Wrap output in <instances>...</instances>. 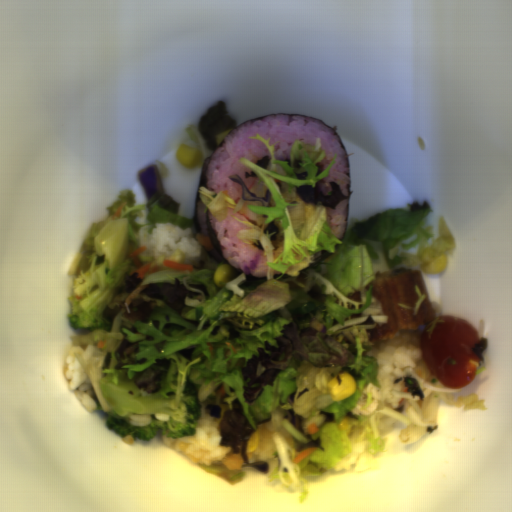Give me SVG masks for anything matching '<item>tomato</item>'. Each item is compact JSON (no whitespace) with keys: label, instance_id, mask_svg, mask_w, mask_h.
Masks as SVG:
<instances>
[{"label":"tomato","instance_id":"1","mask_svg":"<svg viewBox=\"0 0 512 512\" xmlns=\"http://www.w3.org/2000/svg\"><path fill=\"white\" fill-rule=\"evenodd\" d=\"M478 340L469 322L456 316L434 317L420 338L426 368L445 388L467 387L479 370L480 359L473 352Z\"/></svg>","mask_w":512,"mask_h":512}]
</instances>
